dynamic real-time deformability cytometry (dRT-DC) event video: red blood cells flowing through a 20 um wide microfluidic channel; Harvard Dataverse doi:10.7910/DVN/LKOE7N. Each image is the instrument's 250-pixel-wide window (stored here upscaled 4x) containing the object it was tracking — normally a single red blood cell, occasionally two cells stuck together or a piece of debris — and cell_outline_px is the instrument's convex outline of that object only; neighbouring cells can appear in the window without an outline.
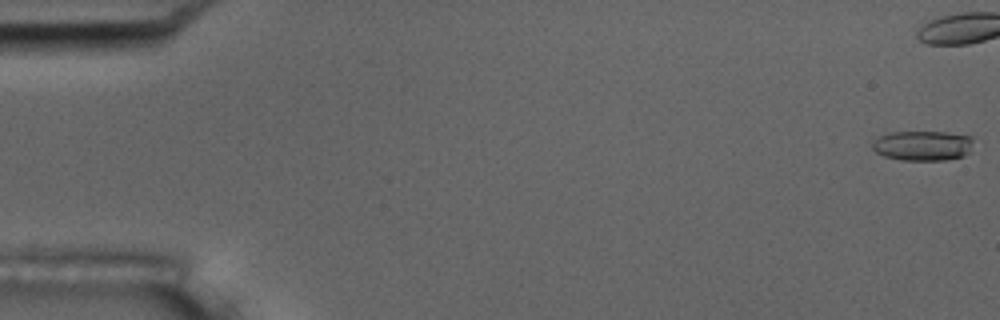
{"species": "common noctule bat (a hibernating species)", "species_latin": "Nyctalus noctula", "temperature_condition": "room temperature", "stored_images_in_passage": 44, "camera_frame_rate_fps": 3000, "um_per_image_px": 0.085, "animal": {"sex": "male", "body_mass_g": 17.5, "forearm_length_mm": 52.3}, "frame": {"image": 1, "passage_image": 1, "time_ms": 0.0, "image_size_px": [1000, 320], "cell_outline_px": [[972, 140], [968, 152], [964, 156], [944, 160], [900, 160], [884, 156], [876, 152], [872, 148], [872, 140], [880, 136], [892, 132], [944, 132], [972, 136]], "centroid_in_image_um": [78.39, 12.38], "position_along_channel_um": 6.6, "area_um2": 17.57}}